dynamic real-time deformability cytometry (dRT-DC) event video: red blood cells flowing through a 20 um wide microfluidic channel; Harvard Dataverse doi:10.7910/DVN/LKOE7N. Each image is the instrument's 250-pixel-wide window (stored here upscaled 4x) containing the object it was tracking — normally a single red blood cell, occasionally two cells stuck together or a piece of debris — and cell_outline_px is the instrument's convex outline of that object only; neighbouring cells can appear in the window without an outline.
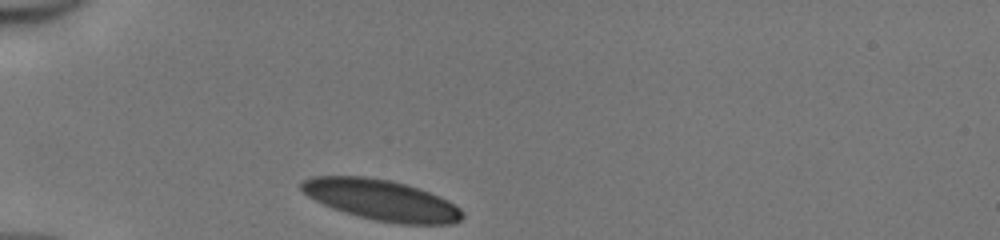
{"species": "human", "species_latin": "Homo sapiens", "temperature_condition": "cold", "stored_images_in_passage": 28, "camera_frame_rate_fps": 3000, "um_per_image_px": 0.085, "donor": {"sex": "male"}, "frame": {"image": 1, "passage_image": 1, "time_ms": 0.0, "image_size_px": [1000, 240], "cell_outline_px": [[464, 216], [460, 220], [452, 224], [400, 224], [376, 220], [356, 216], [332, 208], [308, 196], [300, 188], [300, 184], [304, 180], [312, 176], [364, 176], [388, 180], [404, 184], [440, 196], [448, 200], [460, 208], [464, 212]], "centroid_in_image_um": [32.43, 17.01], "position_along_channel_um": 52.6, "area_um2": 37.97}}
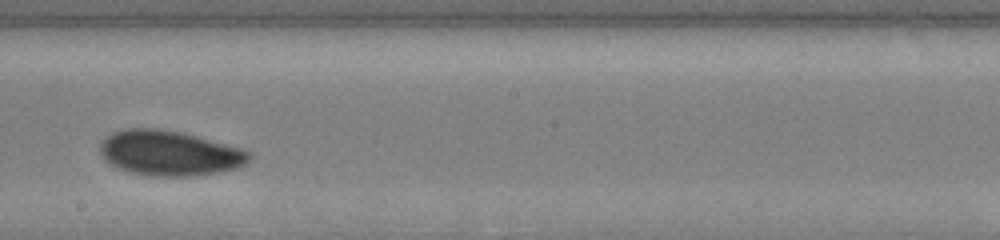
{"frame": {"image": 2, "passage_image": 16, "time_ms": 5.0, "image_size_px": [1000, 240], "cell_outline_px": [[252, 160], [240, 168], [220, 172], [192, 176], [152, 176], [128, 172], [116, 168], [104, 160], [100, 152], [100, 140], [112, 132], [124, 128], [160, 128], [184, 132], [244, 148], [252, 152]], "centroid_in_image_um": [14.44, 13.0], "position_along_channel_um": 233.8, "area_um2": 40.23}}
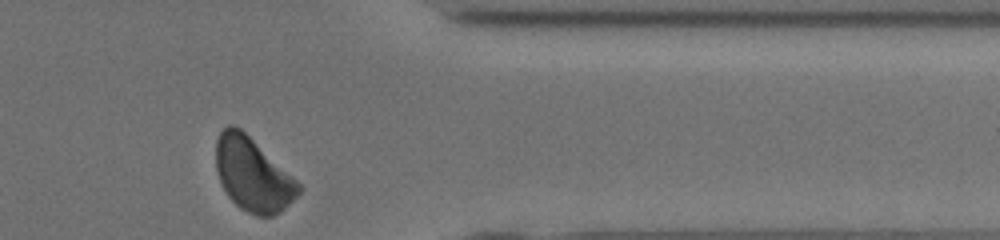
{"frame": {"image": 3, "passage_image": 28, "time_ms": 9.0, "image_size_px": [1000, 240], "cell_outline_px": [[304, 188], [280, 212], [272, 216], [256, 216], [240, 208], [228, 196], [220, 180], [216, 168], [216, 140], [220, 132], [228, 124], [232, 124], [240, 128], [292, 176]], "centroid_in_image_um": [21.47, 14.84], "position_along_channel_um": 389.9, "area_um2": 34.85}, "authors_computed_cell_mechanics": {"area_um2": 38.9572, "velocity_mm_per_s": 4.1004, "shape_relaxation_time_tau1_ms": 3.2317, "shape_relaxation_time_tau2_ms": 2.374, "deformation_change_tau1": 0.0865, "deformation_change_tau2": 0.0645}}